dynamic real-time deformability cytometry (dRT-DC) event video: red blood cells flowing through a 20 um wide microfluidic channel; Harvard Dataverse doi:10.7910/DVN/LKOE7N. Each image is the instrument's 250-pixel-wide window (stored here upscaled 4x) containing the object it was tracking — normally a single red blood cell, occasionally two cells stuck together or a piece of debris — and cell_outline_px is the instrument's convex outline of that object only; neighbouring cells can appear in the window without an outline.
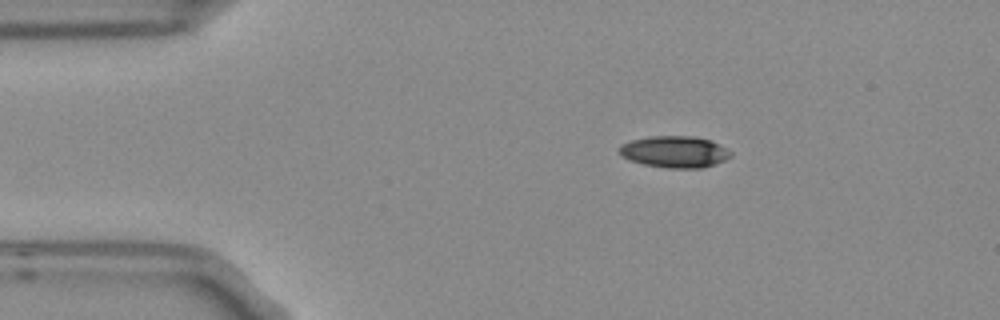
{"species": "Egyptian fruit bat (a non-hibernating species)", "species_latin": "Rousettus aegyptiacus", "temperature_condition": "room temperature", "stored_images_in_passage": 3, "camera_frame_rate_fps": 3000, "um_per_image_px": 0.085, "frame": {"image": 1, "passage_image": 1, "time_ms": 0.0, "image_size_px": [1000, 320], "cell_outline_px": [[732, 156], [724, 160], [700, 168], [668, 168], [644, 164], [632, 160], [624, 156], [620, 152], [620, 144], [632, 140], [652, 136], [696, 136], [712, 140], [732, 152]], "centroid_in_image_um": [57.38, 12.89], "position_along_channel_um": 27.6, "area_um2": 20.29}}